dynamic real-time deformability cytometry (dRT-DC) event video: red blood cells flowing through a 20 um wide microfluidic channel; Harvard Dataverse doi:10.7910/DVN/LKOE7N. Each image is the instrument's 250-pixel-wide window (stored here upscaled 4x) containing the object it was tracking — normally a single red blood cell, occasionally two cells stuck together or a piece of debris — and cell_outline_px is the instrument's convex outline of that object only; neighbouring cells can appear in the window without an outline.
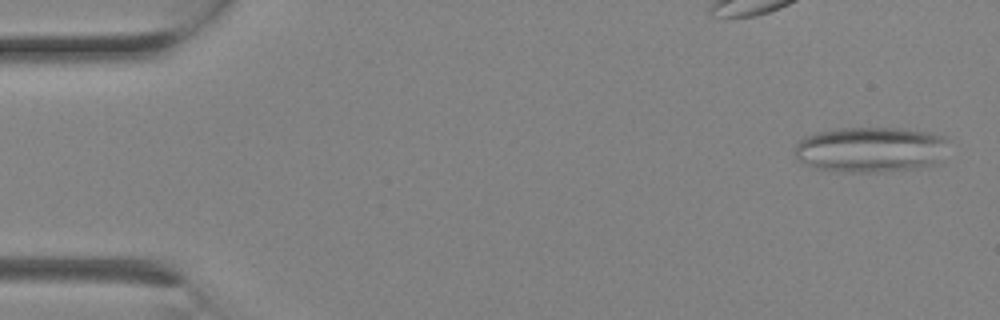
{"species": "Egyptian fruit bat (a non-hibernating species)", "species_latin": "Rousettus aegyptiacus", "temperature_condition": "room temperature", "stored_images_in_passage": 2, "camera_frame_rate_fps": 3000, "um_per_image_px": 0.085, "animal": {"sex": "female"}, "frame": {"image": 1, "passage_image": 1, "time_ms": 0.0, "image_size_px": [1000, 320], "cell_outline_px": [[948, 140], [944, 164], [888, 172], [840, 172], [816, 168], [796, 160], [796, 144], [804, 136], [816, 132], [840, 128], [904, 128], [928, 132], [944, 136]], "centroid_in_image_um": [74.08, 12.73], "position_along_channel_um": 10.9, "area_um2": 41.73}}